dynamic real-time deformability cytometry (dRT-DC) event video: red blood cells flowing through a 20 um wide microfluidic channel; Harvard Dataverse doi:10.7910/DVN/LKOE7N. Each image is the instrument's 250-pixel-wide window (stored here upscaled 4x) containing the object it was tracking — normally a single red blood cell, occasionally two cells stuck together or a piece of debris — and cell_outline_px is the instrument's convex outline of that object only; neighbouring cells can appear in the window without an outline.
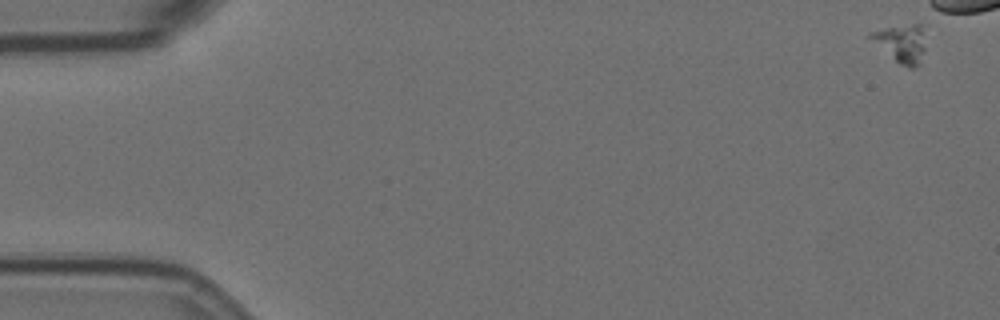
{"species": "Egyptian fruit bat (a non-hibernating species)", "species_latin": "Rousettus aegyptiacus", "temperature_condition": "room temperature", "stored_images_in_passage": 44, "camera_frame_rate_fps": 3000, "um_per_image_px": 0.085, "animal": {"sex": "female"}, "frame": {"image": 1, "passage_image": 1, "time_ms": 0.0, "image_size_px": [1000, 320], "cell_outline_px": [[924, 48], [920, 64], [912, 68], [908, 68], [900, 64], [868, 36], [868, 32], [888, 28], [912, 24], [920, 24]], "centroid_in_image_um": [76.62, 3.7], "position_along_channel_um": 8.4, "area_um2": 11.5}}